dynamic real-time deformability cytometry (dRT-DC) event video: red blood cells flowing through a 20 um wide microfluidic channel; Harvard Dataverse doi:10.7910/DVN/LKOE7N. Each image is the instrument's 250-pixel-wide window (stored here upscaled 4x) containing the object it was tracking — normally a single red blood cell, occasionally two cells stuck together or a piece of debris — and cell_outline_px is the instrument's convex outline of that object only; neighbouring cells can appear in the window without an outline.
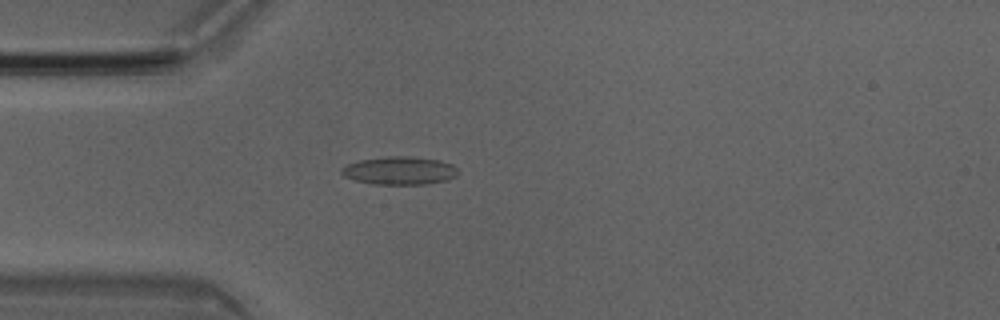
{"species": "Egyptian fruit bat (a non-hibernating species)", "species_latin": "Rousettus aegyptiacus", "temperature_condition": "room temperature", "stored_images_in_passage": 48, "camera_frame_rate_fps": 3000, "um_per_image_px": 0.085, "animal": {"sex": "male"}, "frame": {"image": 1, "passage_image": 12, "time_ms": 3.667, "image_size_px": [1000, 320], "cell_outline_px": [[456, 176], [448, 180], [428, 184], [372, 184], [356, 180], [344, 176], [340, 172], [340, 168], [348, 164], [360, 160], [388, 156], [408, 156], [440, 160], [452, 164], [456, 168]], "centroid_in_image_um": [33.96, 14.5], "position_along_channel_um": 51.0, "area_um2": 19.02}}
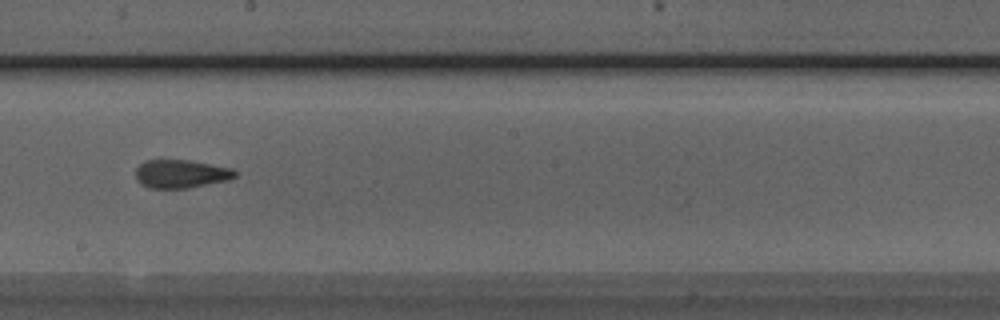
{"frame": {"image": 2, "passage_image": 26, "time_ms": 8.333, "image_size_px": [1000, 320], "cell_outline_px": [[236, 176], [228, 180], [188, 188], [148, 188], [140, 184], [136, 180], [136, 168], [144, 160], [188, 160], [232, 168], [236, 172]], "centroid_in_image_um": [15.35, 14.78], "position_along_channel_um": 232.9, "area_um2": 16.42}}
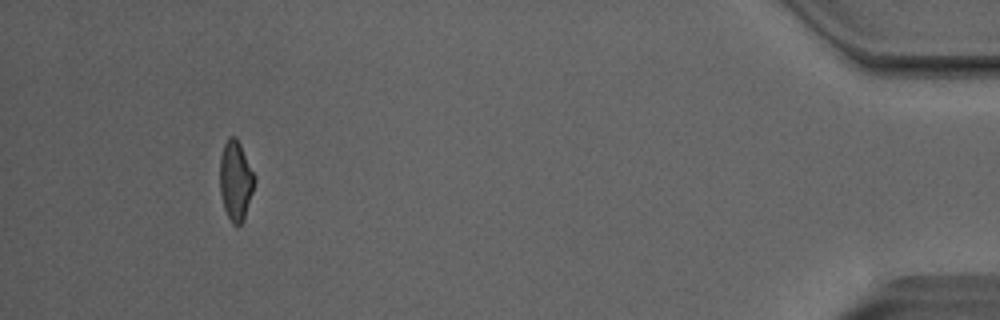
{"frame": {"image": 3, "passage_image": 45, "time_ms": 14.667, "image_size_px": [1000, 320], "cell_outline_px": [[256, 180], [244, 220], [240, 224], [232, 224], [224, 208], [220, 192], [220, 156], [224, 144], [228, 136], [236, 136], [256, 176]], "centroid_in_image_um": [20.04, 15.33], "position_along_channel_um": 415.2, "area_um2": 16.18}, "authors_computed_cell_mechanics": {"area_um2": 16.8776, "velocity_mm_per_s": 4.0514, "shape_relaxation_time_tau1_ms": null, "shape_relaxation_time_tau2_ms": 1.8865, "deformation_change_tau1": null, "deformation_change_tau2": 0.1061}}